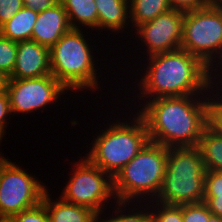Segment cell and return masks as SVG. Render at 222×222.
I'll list each match as a JSON object with an SVG mask.
<instances>
[{"label":"cell","mask_w":222,"mask_h":222,"mask_svg":"<svg viewBox=\"0 0 222 222\" xmlns=\"http://www.w3.org/2000/svg\"><path fill=\"white\" fill-rule=\"evenodd\" d=\"M0 144H1V140H0ZM4 158V156L2 154H0V161Z\"/></svg>","instance_id":"e575fe53"},{"label":"cell","mask_w":222,"mask_h":222,"mask_svg":"<svg viewBox=\"0 0 222 222\" xmlns=\"http://www.w3.org/2000/svg\"><path fill=\"white\" fill-rule=\"evenodd\" d=\"M204 196H222V172L206 171Z\"/></svg>","instance_id":"d4e9b609"},{"label":"cell","mask_w":222,"mask_h":222,"mask_svg":"<svg viewBox=\"0 0 222 222\" xmlns=\"http://www.w3.org/2000/svg\"><path fill=\"white\" fill-rule=\"evenodd\" d=\"M6 158L0 161V220L38 205L47 190L35 175Z\"/></svg>","instance_id":"9c48e42d"},{"label":"cell","mask_w":222,"mask_h":222,"mask_svg":"<svg viewBox=\"0 0 222 222\" xmlns=\"http://www.w3.org/2000/svg\"><path fill=\"white\" fill-rule=\"evenodd\" d=\"M218 5L222 8V1H220V2L218 3Z\"/></svg>","instance_id":"d590c367"},{"label":"cell","mask_w":222,"mask_h":222,"mask_svg":"<svg viewBox=\"0 0 222 222\" xmlns=\"http://www.w3.org/2000/svg\"><path fill=\"white\" fill-rule=\"evenodd\" d=\"M148 202L156 203V206L150 205L152 206L151 222H184L183 205H167L151 200Z\"/></svg>","instance_id":"603a6c76"},{"label":"cell","mask_w":222,"mask_h":222,"mask_svg":"<svg viewBox=\"0 0 222 222\" xmlns=\"http://www.w3.org/2000/svg\"><path fill=\"white\" fill-rule=\"evenodd\" d=\"M51 75L50 49L28 40L17 42V55L8 79H29Z\"/></svg>","instance_id":"7c38bea8"},{"label":"cell","mask_w":222,"mask_h":222,"mask_svg":"<svg viewBox=\"0 0 222 222\" xmlns=\"http://www.w3.org/2000/svg\"><path fill=\"white\" fill-rule=\"evenodd\" d=\"M205 166L197 146L168 147L166 172L155 201L167 205L202 202Z\"/></svg>","instance_id":"5b68a950"},{"label":"cell","mask_w":222,"mask_h":222,"mask_svg":"<svg viewBox=\"0 0 222 222\" xmlns=\"http://www.w3.org/2000/svg\"><path fill=\"white\" fill-rule=\"evenodd\" d=\"M94 2L98 13V30L109 29L115 33L127 28L130 22L129 0H94Z\"/></svg>","instance_id":"9a60e30c"},{"label":"cell","mask_w":222,"mask_h":222,"mask_svg":"<svg viewBox=\"0 0 222 222\" xmlns=\"http://www.w3.org/2000/svg\"><path fill=\"white\" fill-rule=\"evenodd\" d=\"M82 30L71 29L50 48L51 74L68 91L100 88L92 46Z\"/></svg>","instance_id":"8992f818"},{"label":"cell","mask_w":222,"mask_h":222,"mask_svg":"<svg viewBox=\"0 0 222 222\" xmlns=\"http://www.w3.org/2000/svg\"><path fill=\"white\" fill-rule=\"evenodd\" d=\"M171 8L188 12L207 6L208 0H169Z\"/></svg>","instance_id":"83f0119b"},{"label":"cell","mask_w":222,"mask_h":222,"mask_svg":"<svg viewBox=\"0 0 222 222\" xmlns=\"http://www.w3.org/2000/svg\"><path fill=\"white\" fill-rule=\"evenodd\" d=\"M133 121L119 120L107 129L99 130L92 141L86 158L95 166L114 177L150 141L144 119L137 113ZM102 132V133H101Z\"/></svg>","instance_id":"277c9868"},{"label":"cell","mask_w":222,"mask_h":222,"mask_svg":"<svg viewBox=\"0 0 222 222\" xmlns=\"http://www.w3.org/2000/svg\"><path fill=\"white\" fill-rule=\"evenodd\" d=\"M203 201L213 215L222 218V196H204Z\"/></svg>","instance_id":"4dcf8cb0"},{"label":"cell","mask_w":222,"mask_h":222,"mask_svg":"<svg viewBox=\"0 0 222 222\" xmlns=\"http://www.w3.org/2000/svg\"><path fill=\"white\" fill-rule=\"evenodd\" d=\"M71 168L73 173L60 196L64 201L87 207L97 214L105 211L107 201L110 203L112 198L116 201L110 174L84 156Z\"/></svg>","instance_id":"ba28073f"},{"label":"cell","mask_w":222,"mask_h":222,"mask_svg":"<svg viewBox=\"0 0 222 222\" xmlns=\"http://www.w3.org/2000/svg\"><path fill=\"white\" fill-rule=\"evenodd\" d=\"M37 16L33 9L23 7L0 27V33L15 42L31 40Z\"/></svg>","instance_id":"ac0fdd59"},{"label":"cell","mask_w":222,"mask_h":222,"mask_svg":"<svg viewBox=\"0 0 222 222\" xmlns=\"http://www.w3.org/2000/svg\"><path fill=\"white\" fill-rule=\"evenodd\" d=\"M167 156L168 147L149 141L113 177L116 200L126 202H135L136 200L137 203L139 202V205L136 204L137 208L142 202L147 203L150 199L154 201L162 187Z\"/></svg>","instance_id":"3957f363"},{"label":"cell","mask_w":222,"mask_h":222,"mask_svg":"<svg viewBox=\"0 0 222 222\" xmlns=\"http://www.w3.org/2000/svg\"><path fill=\"white\" fill-rule=\"evenodd\" d=\"M5 90L12 114L25 113V116L57 103L61 95L68 91L52 74L39 78L8 79Z\"/></svg>","instance_id":"30bf717a"},{"label":"cell","mask_w":222,"mask_h":222,"mask_svg":"<svg viewBox=\"0 0 222 222\" xmlns=\"http://www.w3.org/2000/svg\"><path fill=\"white\" fill-rule=\"evenodd\" d=\"M222 0H208L209 4H218Z\"/></svg>","instance_id":"836d02e7"},{"label":"cell","mask_w":222,"mask_h":222,"mask_svg":"<svg viewBox=\"0 0 222 222\" xmlns=\"http://www.w3.org/2000/svg\"><path fill=\"white\" fill-rule=\"evenodd\" d=\"M8 222H50L45 205L40 202L38 205L26 209L19 214L10 217Z\"/></svg>","instance_id":"cb8c5ba5"},{"label":"cell","mask_w":222,"mask_h":222,"mask_svg":"<svg viewBox=\"0 0 222 222\" xmlns=\"http://www.w3.org/2000/svg\"><path fill=\"white\" fill-rule=\"evenodd\" d=\"M181 49L218 72L222 66V8L218 4L185 12Z\"/></svg>","instance_id":"52a82bcc"},{"label":"cell","mask_w":222,"mask_h":222,"mask_svg":"<svg viewBox=\"0 0 222 222\" xmlns=\"http://www.w3.org/2000/svg\"><path fill=\"white\" fill-rule=\"evenodd\" d=\"M114 203H115V206H114L115 212H113V213H115V214L113 215V213H112L111 217H107L106 219L101 220V214H103V212H99L96 217V222H151V211H149V208L151 206H149L148 203L146 205H143L144 207L142 205L140 206V207H142V210H141V208L138 210L135 208H131V211L130 210L128 211L125 208L128 207L126 205L130 206L131 203L133 204L134 202H126V201L116 200V201H114ZM116 204H117V206H116ZM146 206H149V207H146ZM145 207L148 209V211ZM121 209H122V211H121ZM125 210H127V213Z\"/></svg>","instance_id":"ffe728a7"},{"label":"cell","mask_w":222,"mask_h":222,"mask_svg":"<svg viewBox=\"0 0 222 222\" xmlns=\"http://www.w3.org/2000/svg\"><path fill=\"white\" fill-rule=\"evenodd\" d=\"M57 2L58 0H23L24 7L33 9L37 13L51 8Z\"/></svg>","instance_id":"f546056e"},{"label":"cell","mask_w":222,"mask_h":222,"mask_svg":"<svg viewBox=\"0 0 222 222\" xmlns=\"http://www.w3.org/2000/svg\"><path fill=\"white\" fill-rule=\"evenodd\" d=\"M184 16L185 12L171 8L135 28V37L148 48L147 57L181 49Z\"/></svg>","instance_id":"8fae6325"},{"label":"cell","mask_w":222,"mask_h":222,"mask_svg":"<svg viewBox=\"0 0 222 222\" xmlns=\"http://www.w3.org/2000/svg\"><path fill=\"white\" fill-rule=\"evenodd\" d=\"M12 115L9 96L6 90L0 92V140L5 136L8 116Z\"/></svg>","instance_id":"4316f807"},{"label":"cell","mask_w":222,"mask_h":222,"mask_svg":"<svg viewBox=\"0 0 222 222\" xmlns=\"http://www.w3.org/2000/svg\"><path fill=\"white\" fill-rule=\"evenodd\" d=\"M147 59L149 64L146 73L137 84L140 86L139 95H142L140 100L143 97L147 98H143V101H149L164 97L213 94L215 73L186 50L159 53Z\"/></svg>","instance_id":"7a4b0ae2"},{"label":"cell","mask_w":222,"mask_h":222,"mask_svg":"<svg viewBox=\"0 0 222 222\" xmlns=\"http://www.w3.org/2000/svg\"><path fill=\"white\" fill-rule=\"evenodd\" d=\"M17 42L11 41L0 33V72L9 78L15 67Z\"/></svg>","instance_id":"7402d4cb"},{"label":"cell","mask_w":222,"mask_h":222,"mask_svg":"<svg viewBox=\"0 0 222 222\" xmlns=\"http://www.w3.org/2000/svg\"><path fill=\"white\" fill-rule=\"evenodd\" d=\"M130 20L137 28L171 9L169 0H129Z\"/></svg>","instance_id":"d6986e66"},{"label":"cell","mask_w":222,"mask_h":222,"mask_svg":"<svg viewBox=\"0 0 222 222\" xmlns=\"http://www.w3.org/2000/svg\"><path fill=\"white\" fill-rule=\"evenodd\" d=\"M212 97V123L222 131V95L219 90H213Z\"/></svg>","instance_id":"f1b7e54d"},{"label":"cell","mask_w":222,"mask_h":222,"mask_svg":"<svg viewBox=\"0 0 222 222\" xmlns=\"http://www.w3.org/2000/svg\"><path fill=\"white\" fill-rule=\"evenodd\" d=\"M23 7V0H0V27Z\"/></svg>","instance_id":"484cf974"},{"label":"cell","mask_w":222,"mask_h":222,"mask_svg":"<svg viewBox=\"0 0 222 222\" xmlns=\"http://www.w3.org/2000/svg\"><path fill=\"white\" fill-rule=\"evenodd\" d=\"M71 29L64 6L58 1L51 8L38 13L31 40L50 49Z\"/></svg>","instance_id":"4fadbf2b"},{"label":"cell","mask_w":222,"mask_h":222,"mask_svg":"<svg viewBox=\"0 0 222 222\" xmlns=\"http://www.w3.org/2000/svg\"><path fill=\"white\" fill-rule=\"evenodd\" d=\"M67 13L72 29H81L82 26L98 29V13L94 0H58ZM82 25V26H80ZM81 27V28H80Z\"/></svg>","instance_id":"e0dca14e"},{"label":"cell","mask_w":222,"mask_h":222,"mask_svg":"<svg viewBox=\"0 0 222 222\" xmlns=\"http://www.w3.org/2000/svg\"><path fill=\"white\" fill-rule=\"evenodd\" d=\"M50 196L46 190L41 201L46 207L50 222H96L97 213L93 210L66 202L61 197L53 201Z\"/></svg>","instance_id":"5bb4252c"},{"label":"cell","mask_w":222,"mask_h":222,"mask_svg":"<svg viewBox=\"0 0 222 222\" xmlns=\"http://www.w3.org/2000/svg\"><path fill=\"white\" fill-rule=\"evenodd\" d=\"M197 147L205 170L222 172V131L212 122L203 130Z\"/></svg>","instance_id":"2e32d148"},{"label":"cell","mask_w":222,"mask_h":222,"mask_svg":"<svg viewBox=\"0 0 222 222\" xmlns=\"http://www.w3.org/2000/svg\"><path fill=\"white\" fill-rule=\"evenodd\" d=\"M219 69H220L219 71H221V72H220V73H219V72H218V73H215V86H216L215 89H217V88L219 87V86H217V85H219L220 83H221V85H222V82H221V81H222V78H221V77H222V70H221V69H222V66H220ZM218 76H219V77H218ZM219 78H220L221 80H220ZM218 79H219V80H218ZM216 80H217V81H216ZM218 81H219V82H218ZM216 82H218V83H216ZM221 88H222V87L218 88V90L221 91V90H222ZM220 94H222V91L220 92Z\"/></svg>","instance_id":"1f68e13d"},{"label":"cell","mask_w":222,"mask_h":222,"mask_svg":"<svg viewBox=\"0 0 222 222\" xmlns=\"http://www.w3.org/2000/svg\"><path fill=\"white\" fill-rule=\"evenodd\" d=\"M8 78L0 72V92L6 89V83Z\"/></svg>","instance_id":"d6a6232c"},{"label":"cell","mask_w":222,"mask_h":222,"mask_svg":"<svg viewBox=\"0 0 222 222\" xmlns=\"http://www.w3.org/2000/svg\"><path fill=\"white\" fill-rule=\"evenodd\" d=\"M184 222H222V218L213 215L204 201L183 204Z\"/></svg>","instance_id":"44dd1931"},{"label":"cell","mask_w":222,"mask_h":222,"mask_svg":"<svg viewBox=\"0 0 222 222\" xmlns=\"http://www.w3.org/2000/svg\"><path fill=\"white\" fill-rule=\"evenodd\" d=\"M142 106L137 113L146 123L149 140L165 147L197 146L212 122V95L157 98Z\"/></svg>","instance_id":"6da1fadb"}]
</instances>
